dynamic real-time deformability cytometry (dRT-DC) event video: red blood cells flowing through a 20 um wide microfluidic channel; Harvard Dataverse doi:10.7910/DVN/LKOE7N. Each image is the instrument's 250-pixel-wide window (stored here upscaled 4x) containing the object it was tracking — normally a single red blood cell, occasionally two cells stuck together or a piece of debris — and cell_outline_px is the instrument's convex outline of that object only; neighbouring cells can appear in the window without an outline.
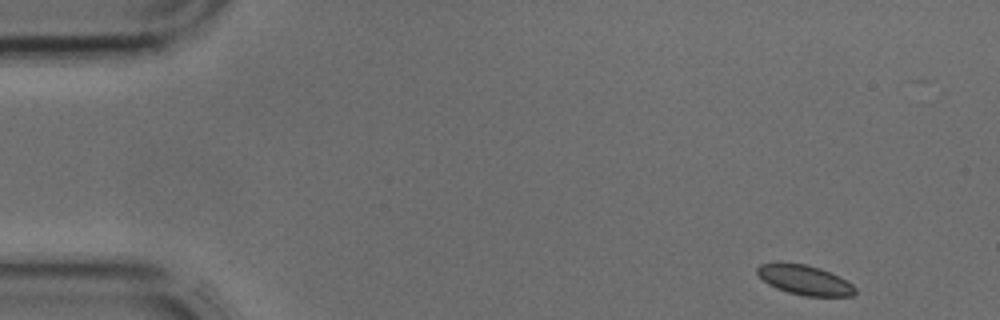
{"species": "common noctule bat (a hibernating species)", "species_latin": "Nyctalus noctula", "temperature_condition": "cold", "stored_images_in_passage": 10, "camera_frame_rate_fps": 3000, "um_per_image_px": 0.085, "animal": {"sex": "male", "body_mass_g": 17.9, "forearm_length_mm": 54.2}, "frame": {"image": 1, "passage_image": 1, "time_ms": 0.0, "image_size_px": [1000, 320], "cell_outline_px": [[856, 292], [852, 296], [804, 296], [788, 292], [776, 288], [768, 284], [756, 272], [756, 268], [760, 264], [804, 264], [820, 268], [852, 284], [856, 288]], "centroid_in_image_um": [68.4, 23.83], "position_along_channel_um": 16.6, "area_um2": 16.47}}